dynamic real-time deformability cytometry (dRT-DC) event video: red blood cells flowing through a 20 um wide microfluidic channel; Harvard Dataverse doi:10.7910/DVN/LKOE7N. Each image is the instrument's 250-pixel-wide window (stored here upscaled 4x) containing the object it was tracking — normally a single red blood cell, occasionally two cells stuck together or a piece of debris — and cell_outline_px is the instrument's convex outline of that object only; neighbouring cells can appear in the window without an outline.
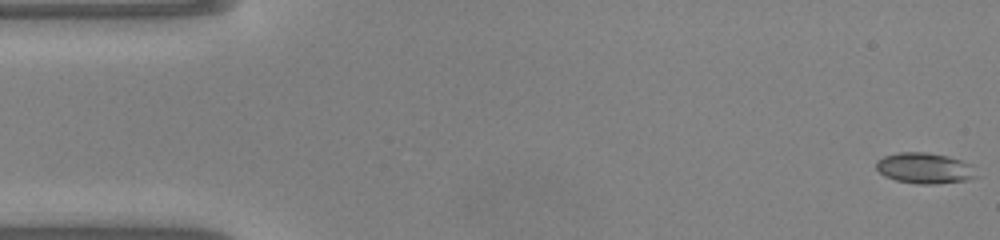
{"species": "common noctule bat (a hibernating species)", "species_latin": "Nyctalus noctula", "temperature_condition": "warm", "stored_images_in_passage": 49, "camera_frame_rate_fps": 3000, "um_per_image_px": 0.085, "animal": {"sex": "male", "body_mass_g": 20.0, "forearm_length_mm": 53.3}, "frame": {"image": 1, "passage_image": 1, "time_ms": 0.0, "image_size_px": [1000, 240], "cell_outline_px": [[980, 176], [968, 180], [936, 184], [916, 184], [896, 180], [884, 176], [876, 168], [876, 160], [884, 156], [900, 152], [928, 152], [948, 156], [972, 164]], "centroid_in_image_um": [78.64, 14.3], "position_along_channel_um": 6.4, "area_um2": 18.26}}
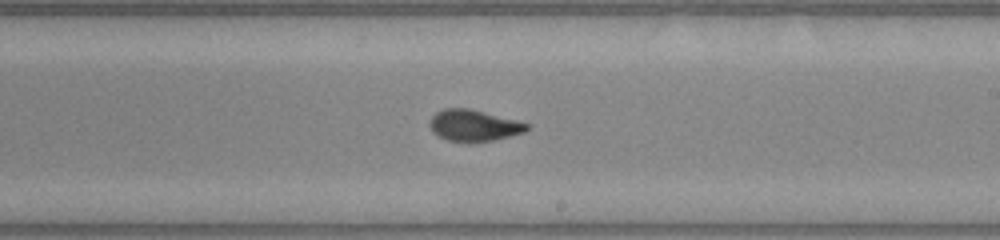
{"frame": {"image": 2, "passage_image": 28, "time_ms": 9.0, "image_size_px": [1000, 240], "cell_outline_px": [[528, 128], [524, 132], [492, 140], [448, 140], [436, 136], [432, 132], [428, 124], [432, 116], [436, 112], [444, 108], [468, 108], [516, 120], [528, 124]], "centroid_in_image_um": [40.21, 10.64], "position_along_channel_um": 248.8, "area_um2": 17.28}}
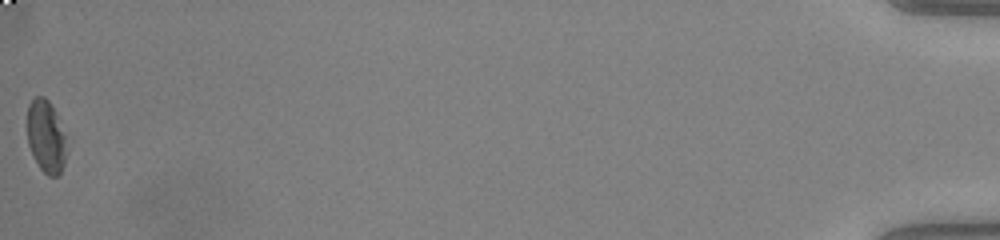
{"frame": {"image": 3, "passage_image": 49, "time_ms": 16.0, "image_size_px": [1000, 240], "cell_outline_px": [[64, 164], [60, 172], [56, 176], [48, 176], [40, 168], [28, 144], [28, 104], [36, 96], [44, 96], [48, 100], [56, 112], [64, 136]], "centroid_in_image_um": [3.88, 11.57], "position_along_channel_um": 431.3, "area_um2": 16.07}, "authors_computed_cell_mechanics": {"area_um2": 17.5712, "velocity_mm_per_s": 4.1353, "shape_relaxation_time_tau1_ms": 4.2507, "shape_relaxation_time_tau2_ms": 0.739, "deformation_change_tau1": 0.1505, "deformation_change_tau2": 0.0617}}